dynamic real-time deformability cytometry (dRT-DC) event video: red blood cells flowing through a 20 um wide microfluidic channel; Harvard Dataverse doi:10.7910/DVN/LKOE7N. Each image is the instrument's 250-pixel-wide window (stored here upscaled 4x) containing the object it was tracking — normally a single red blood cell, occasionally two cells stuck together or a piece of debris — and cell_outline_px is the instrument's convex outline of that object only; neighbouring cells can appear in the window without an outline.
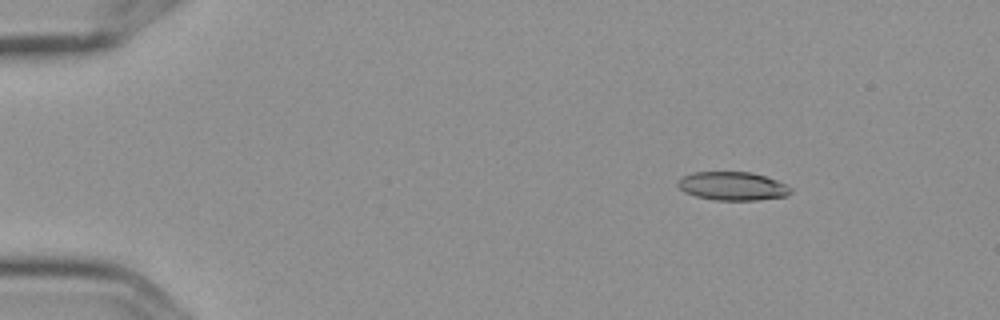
{"species": "Egyptian fruit bat (a non-hibernating species)", "species_latin": "Rousettus aegyptiacus", "temperature_condition": "cold", "stored_images_in_passage": 5, "camera_frame_rate_fps": 3000, "um_per_image_px": 0.085, "frame": {"image": 1, "passage_image": 2, "time_ms": 0.333, "image_size_px": [1000, 320], "cell_outline_px": [[792, 192], [788, 196], [756, 200], [712, 200], [696, 196], [684, 192], [676, 184], [684, 176], [692, 172], [752, 172], [776, 180], [792, 188]], "centroid_in_image_um": [62.28, 15.82], "position_along_channel_um": 22.7, "area_um2": 18.73}}
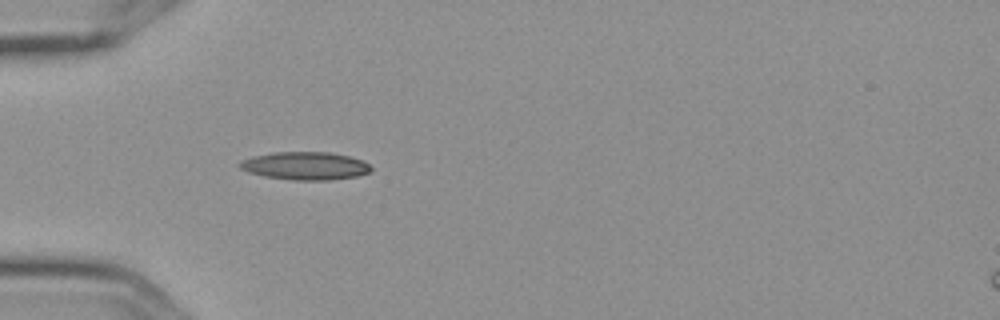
{"frame": {"image": 2, "passage_image": 5, "time_ms": 1.333, "image_size_px": [1000, 320], "cell_outline_px": [[372, 172], [356, 176], [328, 180], [292, 180], [264, 176], [248, 172], [240, 168], [236, 164], [240, 160], [256, 156], [276, 152], [328, 152], [348, 156], [364, 160], [372, 168]], "centroid_in_image_um": [25.95, 14.1], "position_along_channel_um": 59.1, "area_um2": 21.39}}